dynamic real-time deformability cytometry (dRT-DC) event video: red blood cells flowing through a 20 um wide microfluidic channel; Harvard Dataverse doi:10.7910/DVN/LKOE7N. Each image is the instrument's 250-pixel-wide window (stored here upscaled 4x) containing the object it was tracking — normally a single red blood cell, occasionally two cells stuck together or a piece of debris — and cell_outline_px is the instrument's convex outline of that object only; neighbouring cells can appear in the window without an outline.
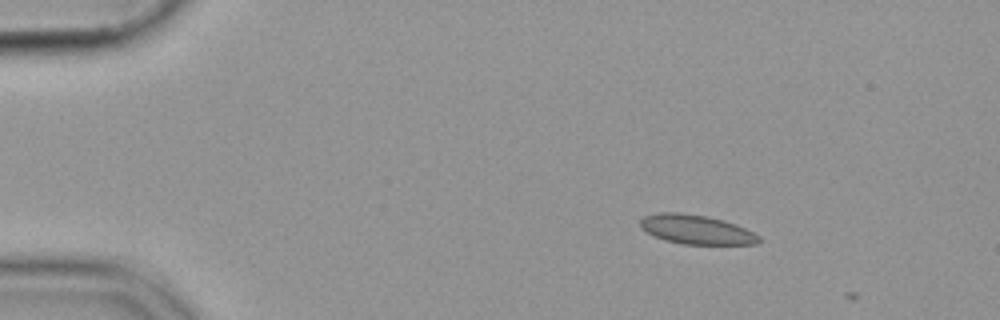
{"species": "common noctule bat (a hibernating species)", "species_latin": "Nyctalus noctula", "temperature_condition": "cold", "stored_images_in_passage": 4, "camera_frame_rate_fps": 3000, "um_per_image_px": 0.085, "animal": {"sex": "female", "body_mass_g": 19.9}, "frame": {"image": 1, "passage_image": 1, "time_ms": 0.0, "image_size_px": [1000, 320], "cell_outline_px": [[760, 240], [756, 244], [684, 244], [664, 240], [640, 228], [640, 220], [644, 216], [660, 212], [680, 212], [704, 216], [724, 220], [736, 224], [760, 236]], "centroid_in_image_um": [59.17, 19.5], "position_along_channel_um": 25.8, "area_um2": 20.06}}